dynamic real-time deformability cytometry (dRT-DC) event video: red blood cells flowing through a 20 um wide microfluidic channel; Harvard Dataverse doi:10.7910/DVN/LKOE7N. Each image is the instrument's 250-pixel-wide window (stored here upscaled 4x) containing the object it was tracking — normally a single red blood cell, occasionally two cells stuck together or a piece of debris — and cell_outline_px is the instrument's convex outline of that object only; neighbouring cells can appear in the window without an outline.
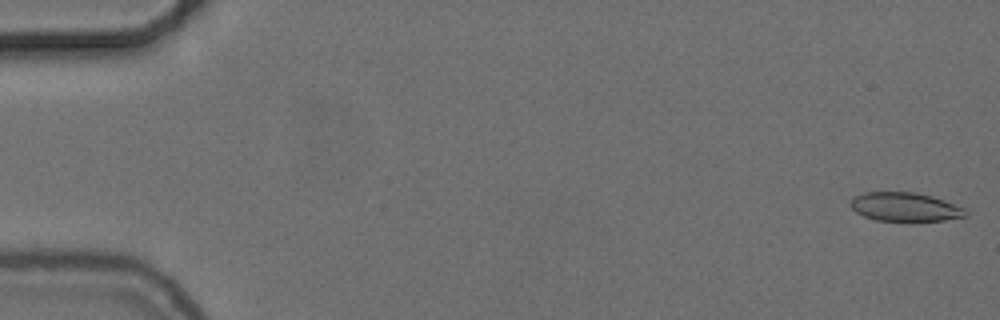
{"species": "common noctule bat (a hibernating species)", "species_latin": "Nyctalus noctula", "temperature_condition": "cold", "stored_images_in_passage": 51, "camera_frame_rate_fps": 3000, "um_per_image_px": 0.085, "animal": {"sex": "female", "body_mass_g": 24.6, "forearm_length_mm": 56.2}, "frame": {"image": 1, "passage_image": 1, "time_ms": 0.0, "image_size_px": [1000, 320], "cell_outline_px": [[968, 212], [964, 216], [944, 220], [876, 220], [864, 216], [856, 212], [848, 204], [856, 196], [864, 192], [916, 192], [932, 196], [944, 200], [964, 208]], "centroid_in_image_um": [76.9, 17.57], "position_along_channel_um": 8.1, "area_um2": 19.02}}
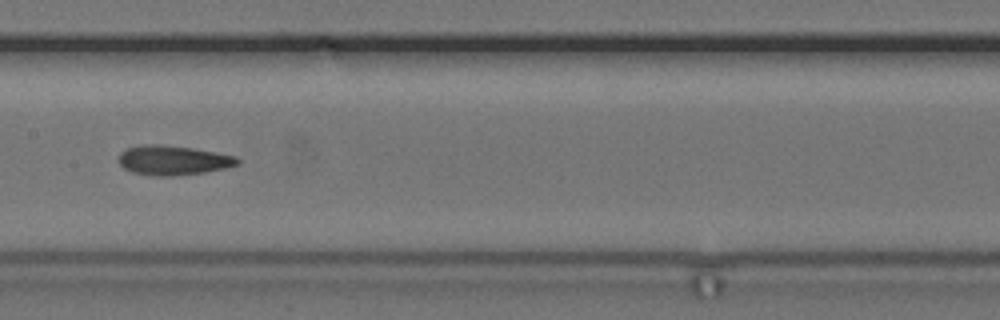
{"frame": {"image": 2, "passage_image": 28, "time_ms": 9.0, "image_size_px": [1000, 320], "cell_outline_px": [[240, 164], [224, 168], [204, 172], [172, 176], [152, 176], [132, 172], [124, 168], [120, 164], [120, 152], [128, 148], [144, 144], [160, 144], [192, 148], [216, 152], [236, 156], [240, 160]], "centroid_in_image_um": [14.73, 13.62], "position_along_channel_um": 192.7, "area_um2": 20.4}}
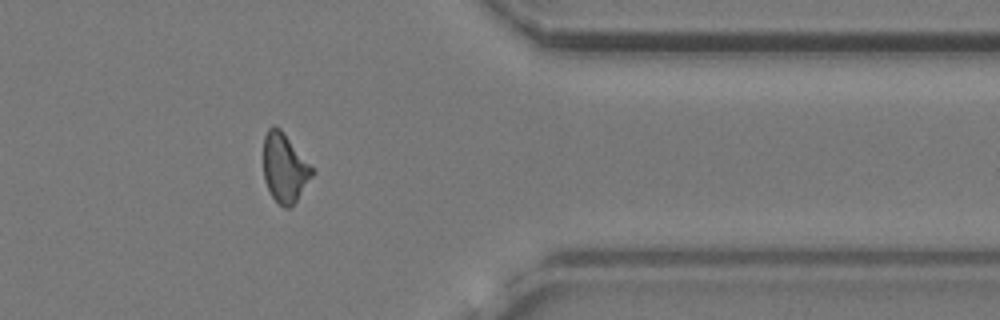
{"frame": {"image": 3, "passage_image": 45, "time_ms": 14.667, "image_size_px": [1000, 320], "cell_outline_px": [[316, 172], [296, 200], [288, 208], [284, 208], [272, 196], [264, 180], [264, 136], [268, 128], [272, 124], [280, 128]], "centroid_in_image_um": [24.19, 14.25], "position_along_channel_um": 387.2, "area_um2": 19.31}}